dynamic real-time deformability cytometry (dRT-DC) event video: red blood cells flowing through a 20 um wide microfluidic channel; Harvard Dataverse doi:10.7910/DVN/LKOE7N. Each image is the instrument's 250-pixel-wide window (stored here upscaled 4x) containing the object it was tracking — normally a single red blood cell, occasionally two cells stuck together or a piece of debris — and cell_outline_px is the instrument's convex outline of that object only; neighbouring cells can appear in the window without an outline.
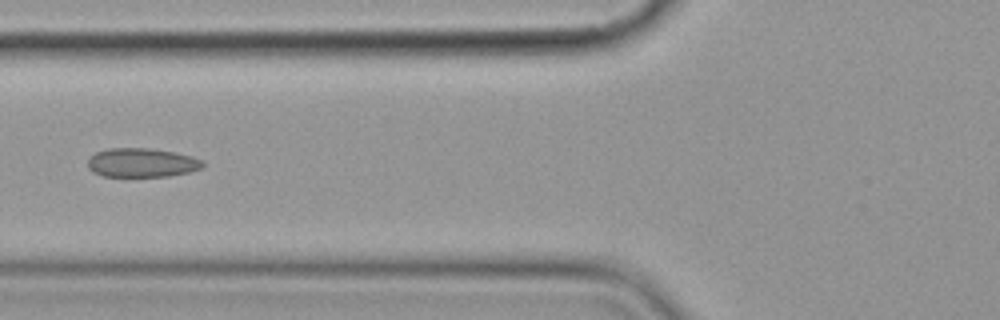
{"species": "common noctule bat (a hibernating species)", "species_latin": "Nyctalus noctula", "temperature_condition": "cold", "stored_images_in_passage": 9, "camera_frame_rate_fps": 3000, "um_per_image_px": 0.085, "animal": {"sex": "female", "body_mass_g": 19.9}, "frame": {"image": 1, "passage_image": 4, "time_ms": 3.667, "image_size_px": [1000, 320], "cell_outline_px": [[204, 164], [200, 168], [188, 172], [168, 176], [104, 176], [92, 172], [88, 168], [88, 160], [96, 152], [108, 148], [148, 148], [172, 152], [192, 156], [200, 160]], "centroid_in_image_um": [12.01, 13.83], "position_along_channel_um": 113.8, "area_um2": 19.19}}
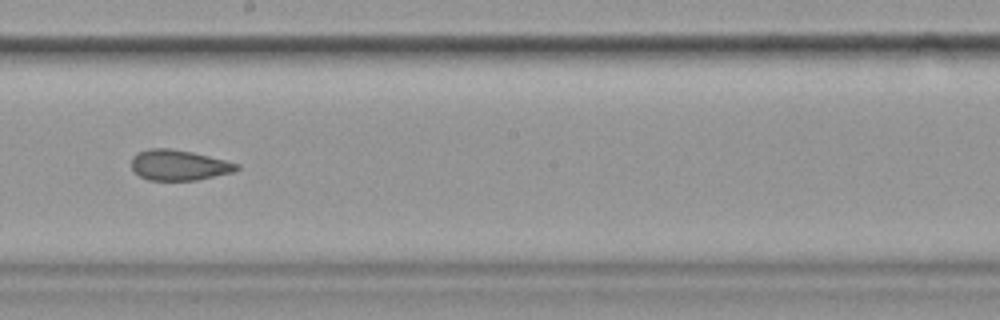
{"frame": {"image": 2, "passage_image": 7, "time_ms": 7.0, "image_size_px": [1000, 320], "cell_outline_px": [[240, 168], [232, 172], [196, 180], [148, 180], [140, 176], [132, 168], [132, 156], [136, 152], [148, 148], [168, 148], [192, 152], [240, 164]], "centroid_in_image_um": [15.18, 14.03], "position_along_channel_um": 233.0, "area_um2": 18.61}}
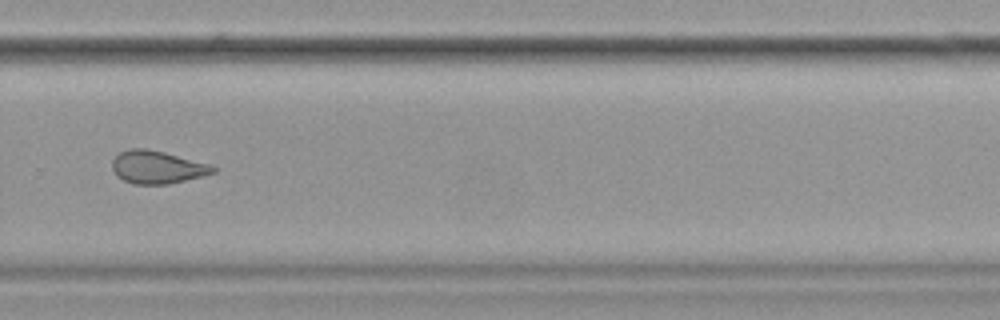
{"frame": {"image": 3, "passage_image": 9, "time_ms": 9.333, "image_size_px": [1000, 320], "cell_outline_px": [[216, 172], [168, 184], [132, 184], [116, 176], [112, 168], [112, 160], [120, 152], [132, 148], [144, 148], [164, 152], [208, 164], [216, 168]], "centroid_in_image_um": [13.31, 14.21], "position_along_channel_um": 316.5, "area_um2": 19.02}}